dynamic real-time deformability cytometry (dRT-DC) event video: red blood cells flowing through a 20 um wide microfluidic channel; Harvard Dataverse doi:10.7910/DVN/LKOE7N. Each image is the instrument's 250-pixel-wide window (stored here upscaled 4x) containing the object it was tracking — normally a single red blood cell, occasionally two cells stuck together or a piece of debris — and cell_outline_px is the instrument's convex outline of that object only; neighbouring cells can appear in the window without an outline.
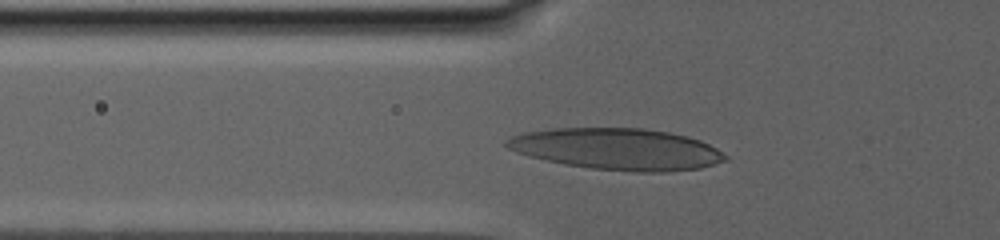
{"species": "human", "species_latin": "Homo sapiens", "temperature_condition": "warm", "stored_images_in_passage": 57, "camera_frame_rate_fps": 3000, "um_per_image_px": 0.085, "donor": {"sex": "male"}, "frame": {"image": 1, "passage_image": 48, "time_ms": 9.333, "image_size_px": [1000, 240], "cell_outline_px": [[728, 160], [700, 168], [664, 172], [636, 172], [592, 168], [564, 164], [528, 156], [516, 152], [508, 148], [504, 144], [504, 140], [512, 136], [524, 132], [552, 128], [644, 128], [668, 132], [688, 136], [700, 140], [724, 152], [728, 156]], "centroid_in_image_um": [52.46, 12.66], "position_along_channel_um": 73.3, "area_um2": 53.06}}
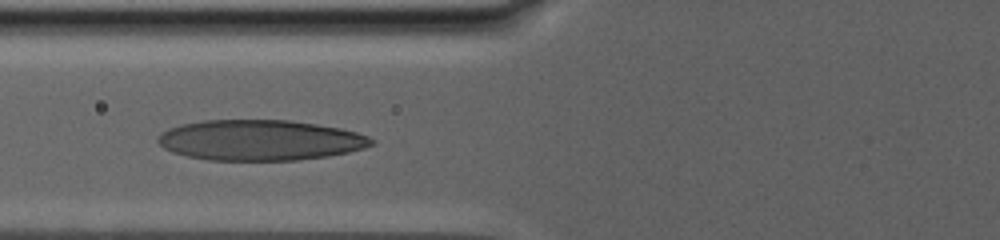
{"frame": {"image": 2, "passage_image": 56, "time_ms": 10.667, "image_size_px": [1000, 240], "cell_outline_px": [[376, 144], [364, 148], [348, 152], [328, 156], [300, 160], [208, 160], [188, 156], [172, 152], [164, 148], [156, 140], [168, 128], [180, 124], [204, 120], [288, 120], [316, 124], [340, 128], [356, 132], [368, 136], [376, 140]], "centroid_in_image_um": [22.13, 11.91], "position_along_channel_um": 103.7, "area_um2": 50.52}}